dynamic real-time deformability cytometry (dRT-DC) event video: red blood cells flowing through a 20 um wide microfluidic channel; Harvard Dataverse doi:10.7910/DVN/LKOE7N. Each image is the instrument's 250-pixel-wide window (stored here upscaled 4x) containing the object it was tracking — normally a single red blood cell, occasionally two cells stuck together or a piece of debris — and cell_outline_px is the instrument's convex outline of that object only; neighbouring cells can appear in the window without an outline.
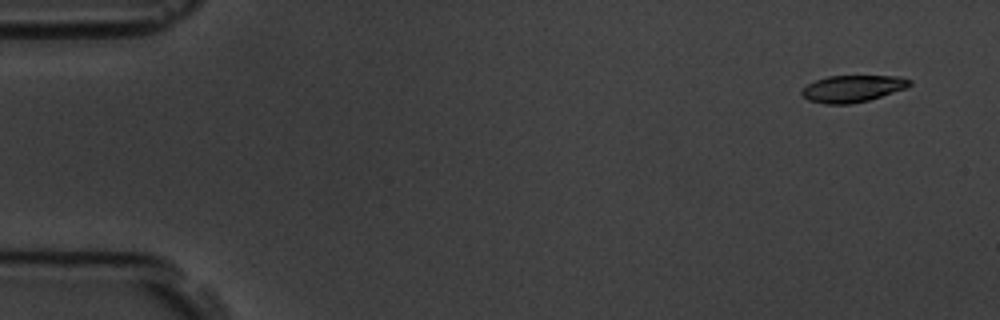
{"species": "common noctule bat (a hibernating species)", "species_latin": "Nyctalus noctula", "temperature_condition": "room temperature", "stored_images_in_passage": 6, "camera_frame_rate_fps": 3000, "um_per_image_px": 0.085, "animal": {"sex": "male", "body_mass_g": 19.5, "forearm_length_mm": 54.6}, "frame": {"image": 1, "passage_image": 1, "time_ms": 0.0, "image_size_px": [1000, 320], "cell_outline_px": [[912, 84], [904, 88], [868, 100], [848, 104], [824, 104], [808, 100], [800, 92], [808, 84], [816, 80], [828, 76], [900, 76], [912, 80]], "centroid_in_image_um": [72.45, 7.52], "position_along_channel_um": 12.5, "area_um2": 16.65}}
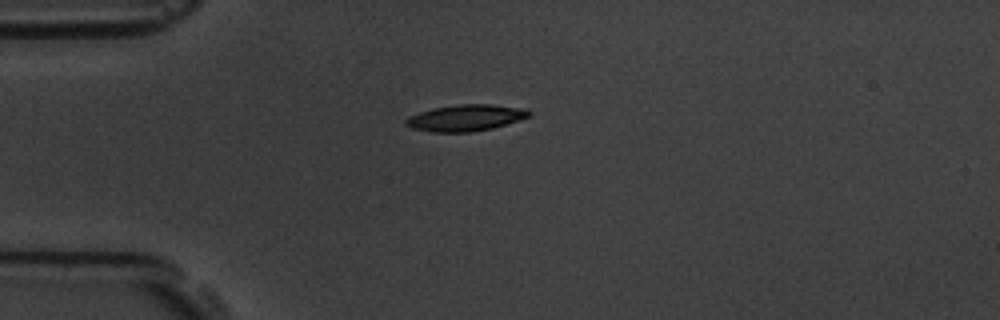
{"frame": {"image": 2, "passage_image": 4, "time_ms": 3.667, "image_size_px": [1000, 320], "cell_outline_px": [[532, 112], [528, 116], [492, 128], [468, 132], [432, 132], [412, 128], [404, 124], [404, 120], [408, 116], [432, 108], [456, 104], [492, 104], [516, 108]], "centroid_in_image_um": [39.46, 10.01], "position_along_channel_um": 45.5, "area_um2": 18.61}}
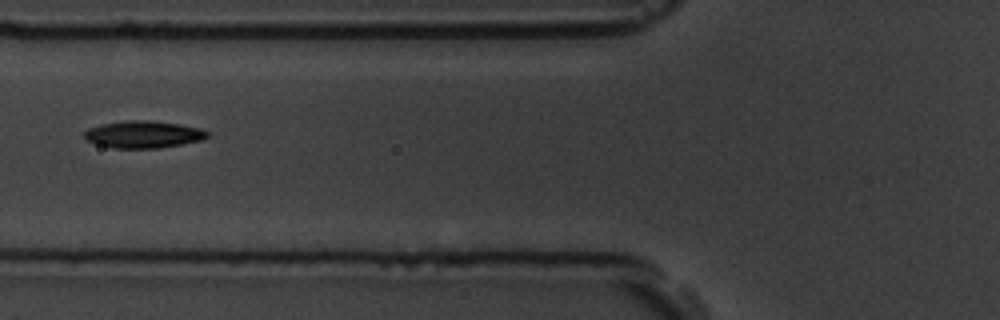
{"frame": {"image": 3, "passage_image": 6, "time_ms": 6.0, "image_size_px": [1000, 320], "cell_outline_px": [[208, 136], [204, 140], [160, 148], [112, 148], [84, 140], [84, 132], [88, 128], [100, 124], [124, 120], [148, 120], [180, 124], [200, 128], [208, 132]], "centroid_in_image_um": [12.17, 11.42], "position_along_channel_um": 113.6, "area_um2": 19.65}}